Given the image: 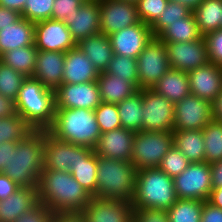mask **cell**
Here are the masks:
<instances>
[{"label":"cell","mask_w":222,"mask_h":222,"mask_svg":"<svg viewBox=\"0 0 222 222\" xmlns=\"http://www.w3.org/2000/svg\"><path fill=\"white\" fill-rule=\"evenodd\" d=\"M54 213L44 204L38 203L31 210L25 212L15 222H51Z\"/></svg>","instance_id":"47"},{"label":"cell","mask_w":222,"mask_h":222,"mask_svg":"<svg viewBox=\"0 0 222 222\" xmlns=\"http://www.w3.org/2000/svg\"><path fill=\"white\" fill-rule=\"evenodd\" d=\"M65 54L66 52L38 50L32 77L44 87L55 91L62 84Z\"/></svg>","instance_id":"21"},{"label":"cell","mask_w":222,"mask_h":222,"mask_svg":"<svg viewBox=\"0 0 222 222\" xmlns=\"http://www.w3.org/2000/svg\"><path fill=\"white\" fill-rule=\"evenodd\" d=\"M99 73L105 72L114 53L109 37L103 33L83 38L77 43Z\"/></svg>","instance_id":"27"},{"label":"cell","mask_w":222,"mask_h":222,"mask_svg":"<svg viewBox=\"0 0 222 222\" xmlns=\"http://www.w3.org/2000/svg\"><path fill=\"white\" fill-rule=\"evenodd\" d=\"M202 37L193 11L170 25L158 36L162 42H189Z\"/></svg>","instance_id":"32"},{"label":"cell","mask_w":222,"mask_h":222,"mask_svg":"<svg viewBox=\"0 0 222 222\" xmlns=\"http://www.w3.org/2000/svg\"><path fill=\"white\" fill-rule=\"evenodd\" d=\"M55 108L95 110L102 102L96 81L62 83L55 91Z\"/></svg>","instance_id":"13"},{"label":"cell","mask_w":222,"mask_h":222,"mask_svg":"<svg viewBox=\"0 0 222 222\" xmlns=\"http://www.w3.org/2000/svg\"><path fill=\"white\" fill-rule=\"evenodd\" d=\"M51 222H87L82 212L54 213Z\"/></svg>","instance_id":"51"},{"label":"cell","mask_w":222,"mask_h":222,"mask_svg":"<svg viewBox=\"0 0 222 222\" xmlns=\"http://www.w3.org/2000/svg\"><path fill=\"white\" fill-rule=\"evenodd\" d=\"M174 130H203L213 119L211 102L189 94L174 104Z\"/></svg>","instance_id":"11"},{"label":"cell","mask_w":222,"mask_h":222,"mask_svg":"<svg viewBox=\"0 0 222 222\" xmlns=\"http://www.w3.org/2000/svg\"><path fill=\"white\" fill-rule=\"evenodd\" d=\"M212 188L222 187V160L210 164Z\"/></svg>","instance_id":"55"},{"label":"cell","mask_w":222,"mask_h":222,"mask_svg":"<svg viewBox=\"0 0 222 222\" xmlns=\"http://www.w3.org/2000/svg\"><path fill=\"white\" fill-rule=\"evenodd\" d=\"M35 46L42 51L67 52L77 43L64 22L47 19L35 23Z\"/></svg>","instance_id":"15"},{"label":"cell","mask_w":222,"mask_h":222,"mask_svg":"<svg viewBox=\"0 0 222 222\" xmlns=\"http://www.w3.org/2000/svg\"><path fill=\"white\" fill-rule=\"evenodd\" d=\"M85 1H90V2H100L102 0H85Z\"/></svg>","instance_id":"61"},{"label":"cell","mask_w":222,"mask_h":222,"mask_svg":"<svg viewBox=\"0 0 222 222\" xmlns=\"http://www.w3.org/2000/svg\"><path fill=\"white\" fill-rule=\"evenodd\" d=\"M189 164L188 159L173 144L161 160L158 168L168 176L174 178L180 175Z\"/></svg>","instance_id":"42"},{"label":"cell","mask_w":222,"mask_h":222,"mask_svg":"<svg viewBox=\"0 0 222 222\" xmlns=\"http://www.w3.org/2000/svg\"><path fill=\"white\" fill-rule=\"evenodd\" d=\"M205 142V162L222 160V122L211 120L202 130Z\"/></svg>","instance_id":"37"},{"label":"cell","mask_w":222,"mask_h":222,"mask_svg":"<svg viewBox=\"0 0 222 222\" xmlns=\"http://www.w3.org/2000/svg\"><path fill=\"white\" fill-rule=\"evenodd\" d=\"M167 47L169 64L172 69L189 72L209 63L205 38L189 42H163Z\"/></svg>","instance_id":"12"},{"label":"cell","mask_w":222,"mask_h":222,"mask_svg":"<svg viewBox=\"0 0 222 222\" xmlns=\"http://www.w3.org/2000/svg\"><path fill=\"white\" fill-rule=\"evenodd\" d=\"M20 188L7 175L0 173V200L7 199Z\"/></svg>","instance_id":"50"},{"label":"cell","mask_w":222,"mask_h":222,"mask_svg":"<svg viewBox=\"0 0 222 222\" xmlns=\"http://www.w3.org/2000/svg\"><path fill=\"white\" fill-rule=\"evenodd\" d=\"M134 222H169L166 210L138 208L133 209Z\"/></svg>","instance_id":"48"},{"label":"cell","mask_w":222,"mask_h":222,"mask_svg":"<svg viewBox=\"0 0 222 222\" xmlns=\"http://www.w3.org/2000/svg\"><path fill=\"white\" fill-rule=\"evenodd\" d=\"M99 72L78 46L65 54L62 83L78 84L96 81Z\"/></svg>","instance_id":"23"},{"label":"cell","mask_w":222,"mask_h":222,"mask_svg":"<svg viewBox=\"0 0 222 222\" xmlns=\"http://www.w3.org/2000/svg\"><path fill=\"white\" fill-rule=\"evenodd\" d=\"M207 201L213 206L222 209V187L212 188Z\"/></svg>","instance_id":"58"},{"label":"cell","mask_w":222,"mask_h":222,"mask_svg":"<svg viewBox=\"0 0 222 222\" xmlns=\"http://www.w3.org/2000/svg\"><path fill=\"white\" fill-rule=\"evenodd\" d=\"M173 144L190 163L205 162V142L202 130H174Z\"/></svg>","instance_id":"30"},{"label":"cell","mask_w":222,"mask_h":222,"mask_svg":"<svg viewBox=\"0 0 222 222\" xmlns=\"http://www.w3.org/2000/svg\"><path fill=\"white\" fill-rule=\"evenodd\" d=\"M97 164L96 198L132 202L137 172L133 163L97 155Z\"/></svg>","instance_id":"6"},{"label":"cell","mask_w":222,"mask_h":222,"mask_svg":"<svg viewBox=\"0 0 222 222\" xmlns=\"http://www.w3.org/2000/svg\"><path fill=\"white\" fill-rule=\"evenodd\" d=\"M87 222H132L130 201L92 197L83 212Z\"/></svg>","instance_id":"17"},{"label":"cell","mask_w":222,"mask_h":222,"mask_svg":"<svg viewBox=\"0 0 222 222\" xmlns=\"http://www.w3.org/2000/svg\"><path fill=\"white\" fill-rule=\"evenodd\" d=\"M97 169L94 149L77 145V162L72 165L70 173L93 197H96Z\"/></svg>","instance_id":"25"},{"label":"cell","mask_w":222,"mask_h":222,"mask_svg":"<svg viewBox=\"0 0 222 222\" xmlns=\"http://www.w3.org/2000/svg\"><path fill=\"white\" fill-rule=\"evenodd\" d=\"M85 0H55L51 19L64 22L67 16H72L78 12Z\"/></svg>","instance_id":"45"},{"label":"cell","mask_w":222,"mask_h":222,"mask_svg":"<svg viewBox=\"0 0 222 222\" xmlns=\"http://www.w3.org/2000/svg\"><path fill=\"white\" fill-rule=\"evenodd\" d=\"M180 3L188 7L191 11H194L204 0H169Z\"/></svg>","instance_id":"59"},{"label":"cell","mask_w":222,"mask_h":222,"mask_svg":"<svg viewBox=\"0 0 222 222\" xmlns=\"http://www.w3.org/2000/svg\"><path fill=\"white\" fill-rule=\"evenodd\" d=\"M101 101L105 103H119L134 95L139 89L121 76L101 72L96 80Z\"/></svg>","instance_id":"28"},{"label":"cell","mask_w":222,"mask_h":222,"mask_svg":"<svg viewBox=\"0 0 222 222\" xmlns=\"http://www.w3.org/2000/svg\"><path fill=\"white\" fill-rule=\"evenodd\" d=\"M38 203V188L20 187L7 199L0 200V222H15Z\"/></svg>","instance_id":"26"},{"label":"cell","mask_w":222,"mask_h":222,"mask_svg":"<svg viewBox=\"0 0 222 222\" xmlns=\"http://www.w3.org/2000/svg\"><path fill=\"white\" fill-rule=\"evenodd\" d=\"M54 1L27 0L21 16L33 23L51 19Z\"/></svg>","instance_id":"43"},{"label":"cell","mask_w":222,"mask_h":222,"mask_svg":"<svg viewBox=\"0 0 222 222\" xmlns=\"http://www.w3.org/2000/svg\"><path fill=\"white\" fill-rule=\"evenodd\" d=\"M27 0H0V6L22 14Z\"/></svg>","instance_id":"57"},{"label":"cell","mask_w":222,"mask_h":222,"mask_svg":"<svg viewBox=\"0 0 222 222\" xmlns=\"http://www.w3.org/2000/svg\"><path fill=\"white\" fill-rule=\"evenodd\" d=\"M54 121L47 130L55 138L94 149L101 135L94 110L55 108Z\"/></svg>","instance_id":"4"},{"label":"cell","mask_w":222,"mask_h":222,"mask_svg":"<svg viewBox=\"0 0 222 222\" xmlns=\"http://www.w3.org/2000/svg\"><path fill=\"white\" fill-rule=\"evenodd\" d=\"M201 222H222V209L204 201Z\"/></svg>","instance_id":"49"},{"label":"cell","mask_w":222,"mask_h":222,"mask_svg":"<svg viewBox=\"0 0 222 222\" xmlns=\"http://www.w3.org/2000/svg\"><path fill=\"white\" fill-rule=\"evenodd\" d=\"M35 44V23L22 16L0 29V56L10 50Z\"/></svg>","instance_id":"24"},{"label":"cell","mask_w":222,"mask_h":222,"mask_svg":"<svg viewBox=\"0 0 222 222\" xmlns=\"http://www.w3.org/2000/svg\"><path fill=\"white\" fill-rule=\"evenodd\" d=\"M94 113L101 134L122 127L117 104L101 102Z\"/></svg>","instance_id":"41"},{"label":"cell","mask_w":222,"mask_h":222,"mask_svg":"<svg viewBox=\"0 0 222 222\" xmlns=\"http://www.w3.org/2000/svg\"><path fill=\"white\" fill-rule=\"evenodd\" d=\"M178 199H192L207 201L209 199L212 182L209 163H190L188 167L173 178Z\"/></svg>","instance_id":"10"},{"label":"cell","mask_w":222,"mask_h":222,"mask_svg":"<svg viewBox=\"0 0 222 222\" xmlns=\"http://www.w3.org/2000/svg\"><path fill=\"white\" fill-rule=\"evenodd\" d=\"M77 162V145L55 138L44 130L43 169L70 172Z\"/></svg>","instance_id":"20"},{"label":"cell","mask_w":222,"mask_h":222,"mask_svg":"<svg viewBox=\"0 0 222 222\" xmlns=\"http://www.w3.org/2000/svg\"><path fill=\"white\" fill-rule=\"evenodd\" d=\"M26 77L0 61V94L13 99L18 97L21 85Z\"/></svg>","instance_id":"40"},{"label":"cell","mask_w":222,"mask_h":222,"mask_svg":"<svg viewBox=\"0 0 222 222\" xmlns=\"http://www.w3.org/2000/svg\"><path fill=\"white\" fill-rule=\"evenodd\" d=\"M142 112V131H174V104L152 88L143 89Z\"/></svg>","instance_id":"9"},{"label":"cell","mask_w":222,"mask_h":222,"mask_svg":"<svg viewBox=\"0 0 222 222\" xmlns=\"http://www.w3.org/2000/svg\"><path fill=\"white\" fill-rule=\"evenodd\" d=\"M100 31L105 35L118 32L138 24L136 4L123 0H102L99 2Z\"/></svg>","instance_id":"14"},{"label":"cell","mask_w":222,"mask_h":222,"mask_svg":"<svg viewBox=\"0 0 222 222\" xmlns=\"http://www.w3.org/2000/svg\"><path fill=\"white\" fill-rule=\"evenodd\" d=\"M20 17V13L0 6V29L16 22Z\"/></svg>","instance_id":"52"},{"label":"cell","mask_w":222,"mask_h":222,"mask_svg":"<svg viewBox=\"0 0 222 222\" xmlns=\"http://www.w3.org/2000/svg\"><path fill=\"white\" fill-rule=\"evenodd\" d=\"M178 200L174 180L159 168L141 169L136 172L133 209L168 210Z\"/></svg>","instance_id":"5"},{"label":"cell","mask_w":222,"mask_h":222,"mask_svg":"<svg viewBox=\"0 0 222 222\" xmlns=\"http://www.w3.org/2000/svg\"><path fill=\"white\" fill-rule=\"evenodd\" d=\"M16 112L34 129L48 130L55 116V92L26 77L15 100Z\"/></svg>","instance_id":"3"},{"label":"cell","mask_w":222,"mask_h":222,"mask_svg":"<svg viewBox=\"0 0 222 222\" xmlns=\"http://www.w3.org/2000/svg\"><path fill=\"white\" fill-rule=\"evenodd\" d=\"M169 0H138L136 4L141 22L152 25L165 10Z\"/></svg>","instance_id":"44"},{"label":"cell","mask_w":222,"mask_h":222,"mask_svg":"<svg viewBox=\"0 0 222 222\" xmlns=\"http://www.w3.org/2000/svg\"><path fill=\"white\" fill-rule=\"evenodd\" d=\"M39 202L53 213L83 212L93 197L70 172L43 169L38 184Z\"/></svg>","instance_id":"1"},{"label":"cell","mask_w":222,"mask_h":222,"mask_svg":"<svg viewBox=\"0 0 222 222\" xmlns=\"http://www.w3.org/2000/svg\"><path fill=\"white\" fill-rule=\"evenodd\" d=\"M123 1L136 3L138 0H123Z\"/></svg>","instance_id":"60"},{"label":"cell","mask_w":222,"mask_h":222,"mask_svg":"<svg viewBox=\"0 0 222 222\" xmlns=\"http://www.w3.org/2000/svg\"><path fill=\"white\" fill-rule=\"evenodd\" d=\"M64 23L76 43L83 38L101 33L99 2L85 1L78 12L66 17Z\"/></svg>","instance_id":"22"},{"label":"cell","mask_w":222,"mask_h":222,"mask_svg":"<svg viewBox=\"0 0 222 222\" xmlns=\"http://www.w3.org/2000/svg\"><path fill=\"white\" fill-rule=\"evenodd\" d=\"M38 49L35 44L10 50L0 56V61L20 72L25 77H32L36 67Z\"/></svg>","instance_id":"34"},{"label":"cell","mask_w":222,"mask_h":222,"mask_svg":"<svg viewBox=\"0 0 222 222\" xmlns=\"http://www.w3.org/2000/svg\"><path fill=\"white\" fill-rule=\"evenodd\" d=\"M192 11L177 2L169 1L165 10L150 26L153 37H158L169 25L175 21H180V18L188 16Z\"/></svg>","instance_id":"39"},{"label":"cell","mask_w":222,"mask_h":222,"mask_svg":"<svg viewBox=\"0 0 222 222\" xmlns=\"http://www.w3.org/2000/svg\"><path fill=\"white\" fill-rule=\"evenodd\" d=\"M43 159L44 130H34L10 148L9 167L2 173L21 188H38Z\"/></svg>","instance_id":"2"},{"label":"cell","mask_w":222,"mask_h":222,"mask_svg":"<svg viewBox=\"0 0 222 222\" xmlns=\"http://www.w3.org/2000/svg\"><path fill=\"white\" fill-rule=\"evenodd\" d=\"M204 38L207 43L209 61L222 66V29L210 32Z\"/></svg>","instance_id":"46"},{"label":"cell","mask_w":222,"mask_h":222,"mask_svg":"<svg viewBox=\"0 0 222 222\" xmlns=\"http://www.w3.org/2000/svg\"><path fill=\"white\" fill-rule=\"evenodd\" d=\"M113 53L137 59L144 47L153 38L150 25L139 22L108 35Z\"/></svg>","instance_id":"16"},{"label":"cell","mask_w":222,"mask_h":222,"mask_svg":"<svg viewBox=\"0 0 222 222\" xmlns=\"http://www.w3.org/2000/svg\"><path fill=\"white\" fill-rule=\"evenodd\" d=\"M211 108L213 120L222 122V90L220 94L211 102Z\"/></svg>","instance_id":"56"},{"label":"cell","mask_w":222,"mask_h":222,"mask_svg":"<svg viewBox=\"0 0 222 222\" xmlns=\"http://www.w3.org/2000/svg\"><path fill=\"white\" fill-rule=\"evenodd\" d=\"M193 14L203 37L210 32L221 29L222 0H204L193 11Z\"/></svg>","instance_id":"33"},{"label":"cell","mask_w":222,"mask_h":222,"mask_svg":"<svg viewBox=\"0 0 222 222\" xmlns=\"http://www.w3.org/2000/svg\"><path fill=\"white\" fill-rule=\"evenodd\" d=\"M105 73L121 76L139 89L137 59L114 54Z\"/></svg>","instance_id":"38"},{"label":"cell","mask_w":222,"mask_h":222,"mask_svg":"<svg viewBox=\"0 0 222 222\" xmlns=\"http://www.w3.org/2000/svg\"><path fill=\"white\" fill-rule=\"evenodd\" d=\"M143 89L134 95L117 103L121 126L130 131H142L143 115Z\"/></svg>","instance_id":"31"},{"label":"cell","mask_w":222,"mask_h":222,"mask_svg":"<svg viewBox=\"0 0 222 222\" xmlns=\"http://www.w3.org/2000/svg\"><path fill=\"white\" fill-rule=\"evenodd\" d=\"M170 68L165 43L153 37L137 57L139 89L152 88Z\"/></svg>","instance_id":"8"},{"label":"cell","mask_w":222,"mask_h":222,"mask_svg":"<svg viewBox=\"0 0 222 222\" xmlns=\"http://www.w3.org/2000/svg\"><path fill=\"white\" fill-rule=\"evenodd\" d=\"M204 201L178 199L168 210L169 222H201Z\"/></svg>","instance_id":"35"},{"label":"cell","mask_w":222,"mask_h":222,"mask_svg":"<svg viewBox=\"0 0 222 222\" xmlns=\"http://www.w3.org/2000/svg\"><path fill=\"white\" fill-rule=\"evenodd\" d=\"M16 142H2L0 143V173L4 171L6 167H9V159H10V148Z\"/></svg>","instance_id":"54"},{"label":"cell","mask_w":222,"mask_h":222,"mask_svg":"<svg viewBox=\"0 0 222 222\" xmlns=\"http://www.w3.org/2000/svg\"><path fill=\"white\" fill-rule=\"evenodd\" d=\"M135 132L123 127L104 132L94 148L98 156L131 161Z\"/></svg>","instance_id":"19"},{"label":"cell","mask_w":222,"mask_h":222,"mask_svg":"<svg viewBox=\"0 0 222 222\" xmlns=\"http://www.w3.org/2000/svg\"><path fill=\"white\" fill-rule=\"evenodd\" d=\"M190 93L212 102L222 90V66L207 63L188 72Z\"/></svg>","instance_id":"18"},{"label":"cell","mask_w":222,"mask_h":222,"mask_svg":"<svg viewBox=\"0 0 222 222\" xmlns=\"http://www.w3.org/2000/svg\"><path fill=\"white\" fill-rule=\"evenodd\" d=\"M173 145V132L140 131L135 133L131 162L136 170L158 168Z\"/></svg>","instance_id":"7"},{"label":"cell","mask_w":222,"mask_h":222,"mask_svg":"<svg viewBox=\"0 0 222 222\" xmlns=\"http://www.w3.org/2000/svg\"><path fill=\"white\" fill-rule=\"evenodd\" d=\"M33 131L34 129L18 113L0 118V143L21 141Z\"/></svg>","instance_id":"36"},{"label":"cell","mask_w":222,"mask_h":222,"mask_svg":"<svg viewBox=\"0 0 222 222\" xmlns=\"http://www.w3.org/2000/svg\"><path fill=\"white\" fill-rule=\"evenodd\" d=\"M152 89L176 104L190 94L188 72L170 68Z\"/></svg>","instance_id":"29"},{"label":"cell","mask_w":222,"mask_h":222,"mask_svg":"<svg viewBox=\"0 0 222 222\" xmlns=\"http://www.w3.org/2000/svg\"><path fill=\"white\" fill-rule=\"evenodd\" d=\"M16 112L15 101L0 94V118L12 116Z\"/></svg>","instance_id":"53"}]
</instances>
